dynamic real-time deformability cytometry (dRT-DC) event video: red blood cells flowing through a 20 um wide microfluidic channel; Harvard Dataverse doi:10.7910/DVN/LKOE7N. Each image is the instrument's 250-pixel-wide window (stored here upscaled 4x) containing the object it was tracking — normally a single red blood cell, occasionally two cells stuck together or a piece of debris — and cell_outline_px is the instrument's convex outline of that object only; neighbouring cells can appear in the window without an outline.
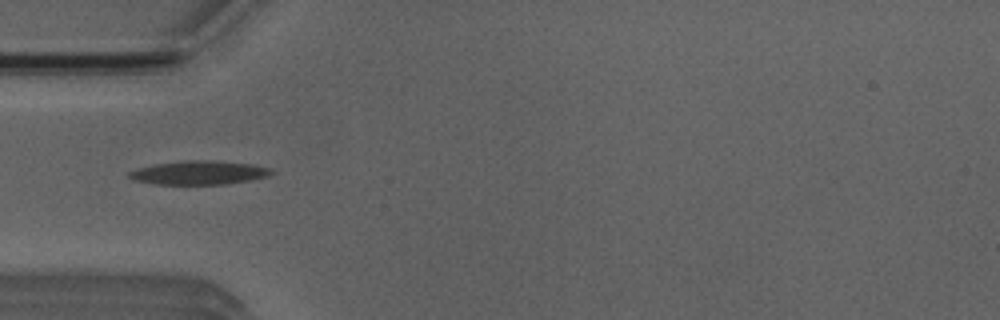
{"species": "Egyptian fruit bat (a non-hibernating species)", "species_latin": "Rousettus aegyptiacus", "temperature_condition": "room temperature", "stored_images_in_passage": 1, "camera_frame_rate_fps": 3000, "um_per_image_px": 0.085, "animal": {"sex": "male"}, "frame": {"image": 1, "passage_image": 1, "time_ms": 0.0, "image_size_px": [1000, 320], "cell_outline_px": [[276, 172], [268, 176], [252, 180], [224, 184], [152, 184], [132, 180], [128, 176], [128, 172], [140, 168], [156, 164], [184, 160], [212, 160], [252, 164], [268, 168]], "centroid_in_image_um": [16.92, 14.68], "position_along_channel_um": 68.1, "area_um2": 19.71}}